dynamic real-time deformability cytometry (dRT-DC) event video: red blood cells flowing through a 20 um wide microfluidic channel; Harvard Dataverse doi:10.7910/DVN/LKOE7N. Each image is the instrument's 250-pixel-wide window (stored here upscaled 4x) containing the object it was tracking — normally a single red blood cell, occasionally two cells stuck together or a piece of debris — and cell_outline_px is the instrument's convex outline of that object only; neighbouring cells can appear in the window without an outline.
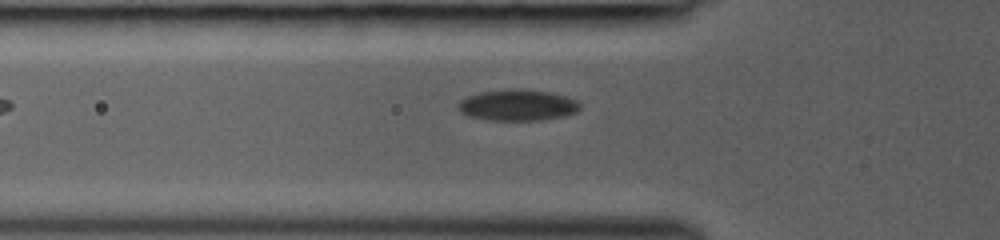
{"species": "common noctule bat (a hibernating species)", "species_latin": "Nyctalus noctula", "temperature_condition": "room temperature", "stored_images_in_passage": 28, "camera_frame_rate_fps": 3000, "um_per_image_px": 0.085, "animal": {"sex": "female", "body_mass_g": 19.0, "forearm_length_mm": 53.3}, "frame": {"image": 1, "passage_image": 2, "time_ms": 0.333, "image_size_px": [1000, 240], "cell_outline_px": [[580, 108], [576, 112], [564, 116], [544, 120], [484, 120], [468, 116], [460, 112], [456, 108], [456, 104], [460, 100], [468, 96], [480, 92], [552, 92], [576, 100], [580, 104]], "centroid_in_image_um": [43.96, 9.0], "position_along_channel_um": 81.8, "area_um2": 21.33}}
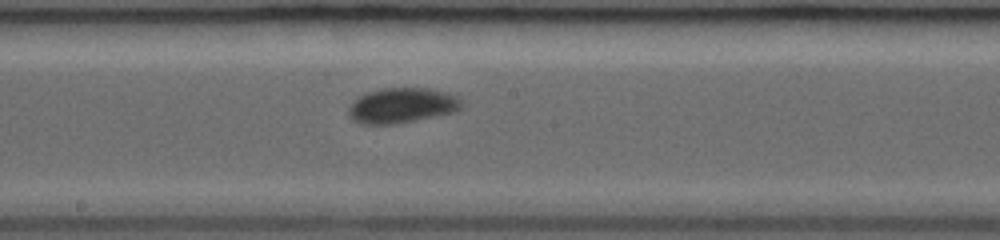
{"frame": {"image": 2, "passage_image": 11, "time_ms": 3.333, "image_size_px": [1000, 240], "cell_outline_px": [[464, 104], [456, 112], [396, 124], [360, 124], [352, 120], [348, 116], [348, 108], [360, 96], [368, 92], [384, 88], [432, 88], [448, 92], [456, 96]], "centroid_in_image_um": [34.19, 8.97], "position_along_channel_um": 214.0, "area_um2": 23.29}}
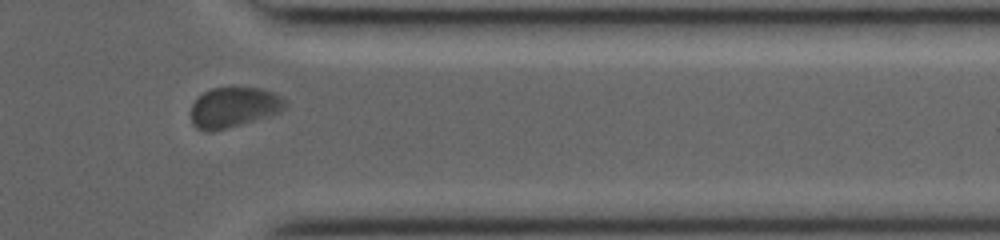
{"frame": {"image": 3, "passage_image": 23, "time_ms": 7.333, "image_size_px": [1000, 240], "cell_outline_px": [[288, 104], [280, 112], [268, 116], [212, 132], [204, 132], [196, 128], [192, 124], [192, 104], [196, 96], [212, 88], [260, 88], [272, 92], [280, 96]], "centroid_in_image_um": [19.83, 9.13], "position_along_channel_um": 391.6, "area_um2": 22.02}}